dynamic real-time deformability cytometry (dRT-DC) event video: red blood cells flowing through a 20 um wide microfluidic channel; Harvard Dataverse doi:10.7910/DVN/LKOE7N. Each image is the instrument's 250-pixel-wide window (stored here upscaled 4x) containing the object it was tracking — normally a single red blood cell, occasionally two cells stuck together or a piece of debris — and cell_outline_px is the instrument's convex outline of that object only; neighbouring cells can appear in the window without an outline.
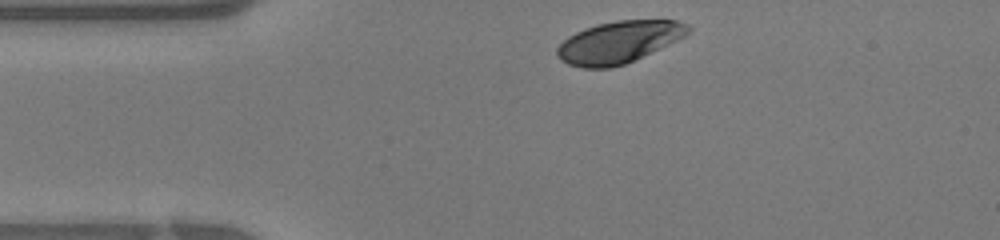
{"species": "human", "species_latin": "Homo sapiens", "temperature_condition": "warm", "stored_images_in_passage": 26, "camera_frame_rate_fps": 3000, "um_per_image_px": 0.085, "donor": {"sex": "female"}, "frame": {"image": 1, "passage_image": 1, "time_ms": 0.0, "image_size_px": [1000, 240], "cell_outline_px": [[692, 28], [684, 36], [676, 40], [624, 64], [608, 68], [584, 68], [568, 64], [560, 60], [556, 56], [556, 48], [568, 36], [584, 28], [596, 24], [616, 20], [676, 20], [688, 24]], "centroid_in_image_um": [52.55, 3.57], "position_along_channel_um": 32.5, "area_um2": 31.79}}
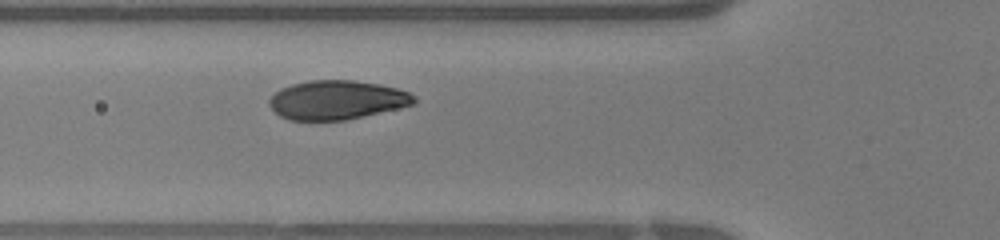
{"frame": {"image": 2, "passage_image": 7, "time_ms": 2.0, "image_size_px": [1000, 240], "cell_outline_px": [[416, 104], [344, 120], [288, 120], [280, 116], [268, 104], [268, 100], [280, 88], [292, 84], [308, 80], [352, 80], [380, 84], [396, 88], [408, 92], [416, 96]], "centroid_in_image_um": [28.63, 8.49], "position_along_channel_um": 97.2, "area_um2": 32.89}}
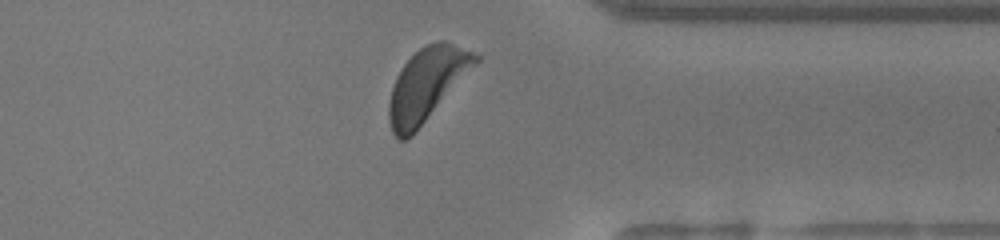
{"frame": {"image": 3, "passage_image": 24, "time_ms": 7.667, "image_size_px": [1000, 240], "cell_outline_px": [[480, 60], [412, 136], [408, 140], [400, 140], [392, 132], [388, 120], [388, 104], [392, 88], [396, 76], [404, 64], [420, 48], [428, 44], [440, 40], [444, 40], [472, 52], [480, 56]], "centroid_in_image_um": [36.25, 7.21], "position_along_channel_um": 375.2, "area_um2": 36.18}}